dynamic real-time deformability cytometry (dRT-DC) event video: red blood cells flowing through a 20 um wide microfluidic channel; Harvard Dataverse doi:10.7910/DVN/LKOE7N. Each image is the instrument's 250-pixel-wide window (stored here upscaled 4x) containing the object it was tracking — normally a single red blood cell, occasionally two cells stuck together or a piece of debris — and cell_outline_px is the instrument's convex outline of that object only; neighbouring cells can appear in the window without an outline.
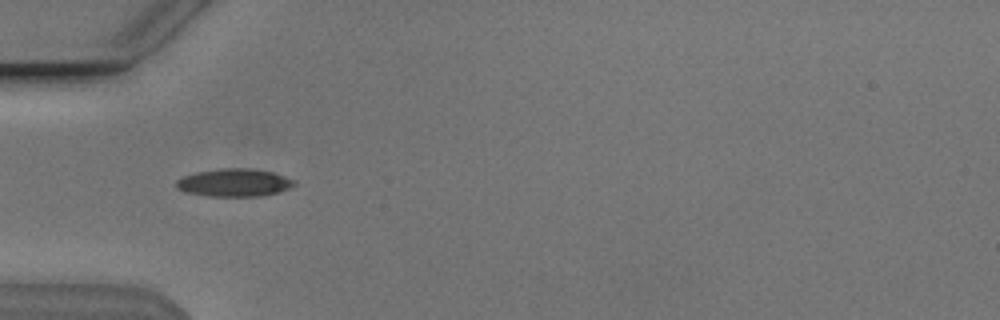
{"species": "Egyptian fruit bat (a non-hibernating species)", "species_latin": "Rousettus aegyptiacus", "temperature_condition": "cold", "stored_images_in_passage": 41, "camera_frame_rate_fps": 3000, "um_per_image_px": 0.085, "animal": {"sex": "male"}, "frame": {"image": 1, "passage_image": 5, "time_ms": 1.333, "image_size_px": [1000, 320], "cell_outline_px": [[296, 184], [288, 188], [264, 196], [208, 196], [184, 192], [176, 188], [176, 180], [184, 176], [196, 172], [228, 168], [248, 168], [272, 172], [296, 180]], "centroid_in_image_um": [19.89, 15.53], "position_along_channel_um": 65.1, "area_um2": 19.02}}
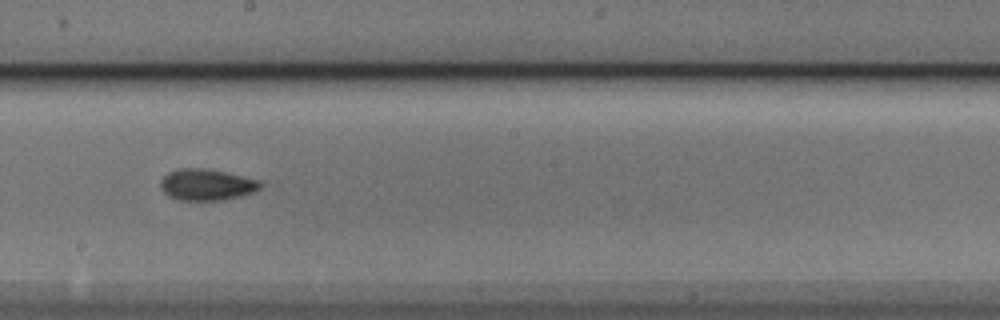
{"frame": {"image": 2, "passage_image": 18, "time_ms": 5.667, "image_size_px": [1000, 320], "cell_outline_px": [[264, 184], [260, 188], [252, 192], [240, 196], [220, 200], [180, 200], [168, 196], [160, 188], [160, 180], [168, 172], [176, 168], [208, 168], [260, 180]], "centroid_in_image_um": [17.54, 15.68], "position_along_channel_um": 230.7, "area_um2": 18.38}}
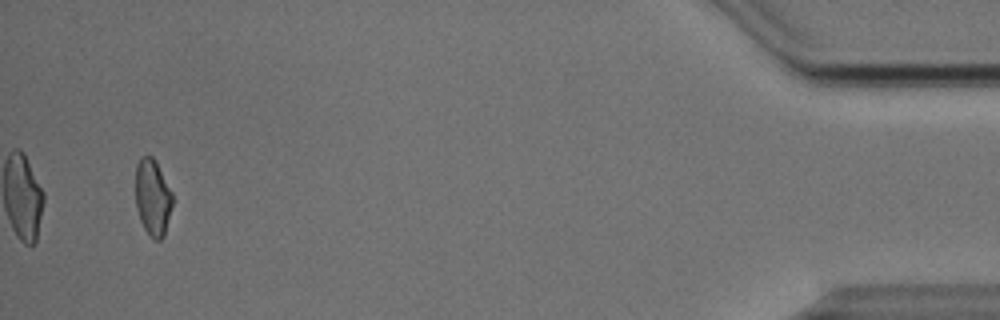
{"frame": {"image": 3, "passage_image": 39, "time_ms": 12.667, "image_size_px": [1000, 320], "cell_outline_px": [[172, 204], [164, 236], [160, 240], [156, 240], [144, 228], [140, 220], [136, 208], [136, 164], [144, 156], [152, 156], [156, 160], [172, 192]], "centroid_in_image_um": [12.98, 16.76], "position_along_channel_um": 422.2, "area_um2": 16.3}, "authors_computed_cell_mechanics": {"area_um2": 17.8024, "velocity_mm_per_s": 3.8531, "shape_relaxation_time_tau1_ms": 4.2315, "shape_relaxation_time_tau2_ms": 4.1451, "deformation_change_tau1": 0.1171, "deformation_change_tau2": 0.112}}